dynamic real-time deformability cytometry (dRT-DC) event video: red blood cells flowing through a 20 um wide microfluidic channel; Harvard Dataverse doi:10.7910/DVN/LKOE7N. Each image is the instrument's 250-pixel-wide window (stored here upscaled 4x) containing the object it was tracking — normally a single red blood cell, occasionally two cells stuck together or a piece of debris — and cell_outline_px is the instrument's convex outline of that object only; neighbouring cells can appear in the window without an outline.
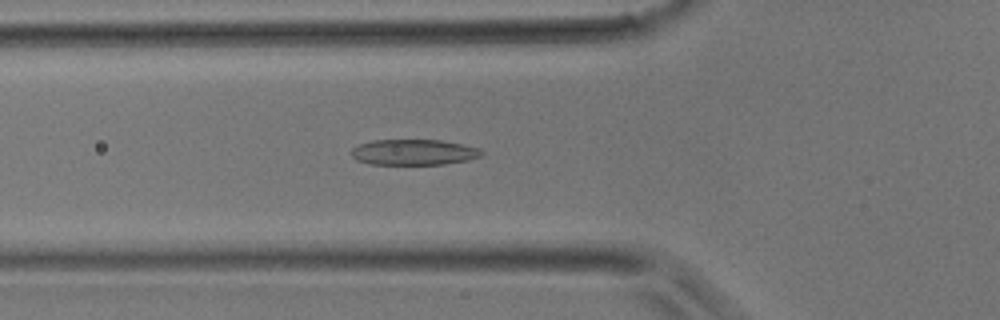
{"species": "common noctule bat (a hibernating species)", "species_latin": "Nyctalus noctula", "temperature_condition": "room temperature", "stored_images_in_passage": 40, "camera_frame_rate_fps": 3000, "um_per_image_px": 0.085, "animal": {"sex": "male", "body_mass_g": 17.9}, "frame": {"image": 1, "passage_image": 14, "time_ms": 4.333, "image_size_px": [1000, 320], "cell_outline_px": [[484, 156], [468, 160], [444, 164], [368, 164], [356, 160], [348, 152], [352, 148], [360, 144], [372, 140], [440, 140], [480, 148], [484, 152]], "centroid_in_image_um": [35.16, 12.94], "position_along_channel_um": 90.6, "area_um2": 19.65}}
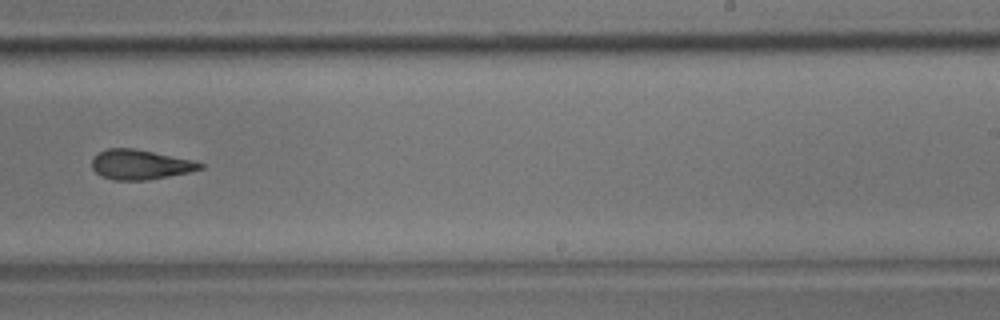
{"frame": {"image": 2, "passage_image": 25, "time_ms": 8.0, "image_size_px": [1000, 320], "cell_outline_px": [[204, 168], [188, 172], [168, 176], [144, 180], [116, 180], [100, 176], [92, 168], [92, 160], [100, 152], [108, 148], [132, 148], [192, 160], [204, 164]], "centroid_in_image_um": [11.9, 13.99], "position_along_channel_um": 277.1, "area_um2": 18.44}}
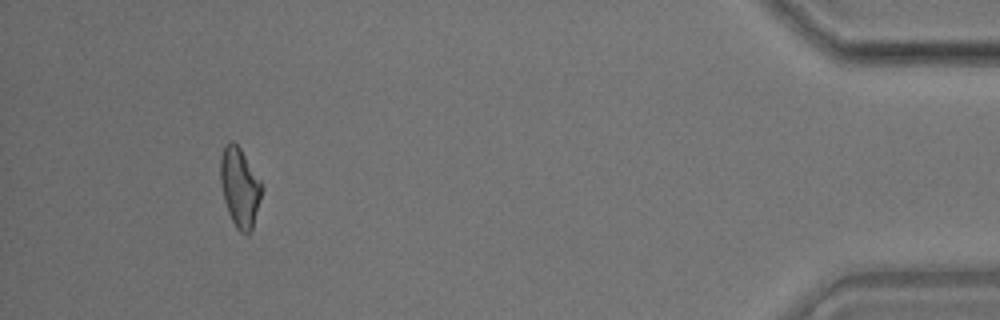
{"frame": {"image": 3, "passage_image": 37, "time_ms": 12.0, "image_size_px": [1000, 320], "cell_outline_px": [[264, 188], [252, 228], [248, 236], [240, 232], [236, 228], [228, 212], [224, 200], [220, 180], [220, 156], [224, 144], [228, 140], [232, 140], [240, 148], [260, 180]], "centroid_in_image_um": [20.37, 15.91], "position_along_channel_um": 414.8, "area_um2": 19.25}}